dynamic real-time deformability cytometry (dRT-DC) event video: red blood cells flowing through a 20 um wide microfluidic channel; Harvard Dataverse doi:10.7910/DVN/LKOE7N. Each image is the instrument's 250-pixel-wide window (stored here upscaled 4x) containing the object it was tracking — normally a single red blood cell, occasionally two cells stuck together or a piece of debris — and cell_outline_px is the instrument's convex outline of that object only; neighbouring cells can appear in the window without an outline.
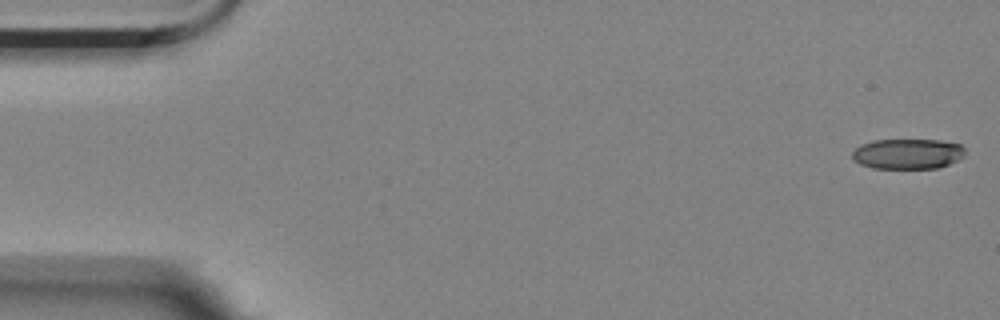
{"species": "Egyptian fruit bat (a non-hibernating species)", "species_latin": "Rousettus aegyptiacus", "temperature_condition": "room temperature", "stored_images_in_passage": 16, "camera_frame_rate_fps": 3000, "um_per_image_px": 0.085, "animal": {"sex": "female"}, "frame": {"image": 1, "passage_image": 1, "time_ms": 0.0, "image_size_px": [1000, 320], "cell_outline_px": [[964, 156], [948, 164], [936, 168], [872, 168], [860, 164], [852, 160], [852, 152], [860, 144], [872, 140], [940, 140], [960, 144], [964, 148]], "centroid_in_image_um": [77.11, 13.07], "position_along_channel_um": 7.9, "area_um2": 19.94}}
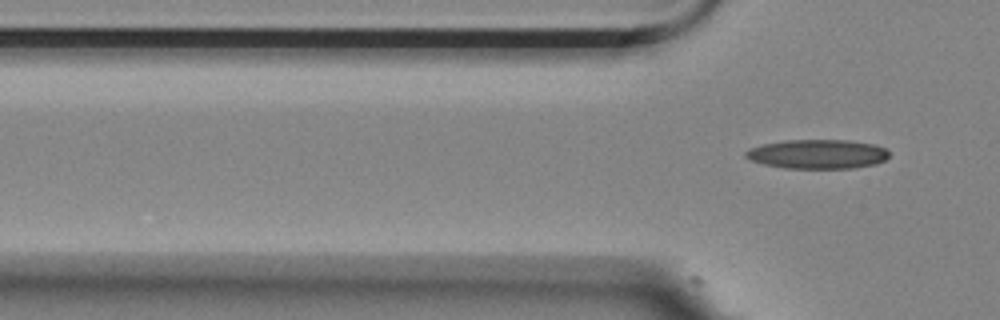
{"frame": {"image": 2, "passage_image": 16, "time_ms": 5.0, "image_size_px": [1000, 320], "cell_outline_px": [[888, 156], [884, 160], [876, 164], [852, 168], [784, 168], [764, 164], [752, 160], [744, 156], [744, 152], [748, 148], [764, 144], [784, 140], [848, 140], [872, 144], [884, 148], [888, 152]], "centroid_in_image_um": [69.46, 13.09], "position_along_channel_um": 56.3, "area_um2": 24.33}}